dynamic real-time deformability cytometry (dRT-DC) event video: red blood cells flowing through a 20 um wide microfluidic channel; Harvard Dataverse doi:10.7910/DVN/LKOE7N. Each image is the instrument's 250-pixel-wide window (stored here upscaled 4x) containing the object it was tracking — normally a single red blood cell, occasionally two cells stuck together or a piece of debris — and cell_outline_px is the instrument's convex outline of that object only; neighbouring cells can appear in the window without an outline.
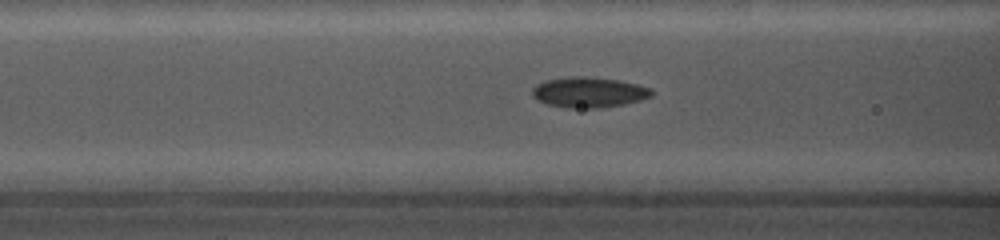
{"species": "common noctule bat (a hibernating species)", "species_latin": "Nyctalus noctula", "temperature_condition": "cold", "stored_images_in_passage": 46, "camera_frame_rate_fps": 5000, "um_per_image_px": 0.085, "animal": {"sex": "female", "body_mass_g": 19.0, "forearm_length_mm": 56.7}, "frame": {"image": 1, "passage_image": 13, "time_ms": 2.4, "image_size_px": [1000, 240], "cell_outline_px": [[652, 96], [640, 100], [624, 104], [600, 108], [568, 108], [548, 104], [536, 100], [532, 96], [532, 88], [536, 84], [544, 80], [568, 76], [584, 76], [620, 80], [652, 88]], "centroid_in_image_um": [50.02, 7.84], "position_along_channel_um": 116.6, "area_um2": 21.39}}
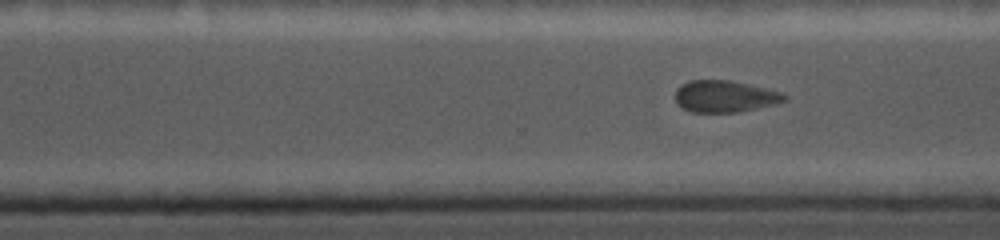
{"frame": {"image": 2, "passage_image": 34, "time_ms": 7.6, "image_size_px": [1000, 240], "cell_outline_px": [[788, 96], [784, 100], [776, 104], [740, 112], [692, 112], [676, 104], [676, 88], [680, 84], [688, 80], [732, 80], [784, 92]], "centroid_in_image_um": [61.62, 8.18], "position_along_channel_um": 309.0, "area_um2": 20.46}}
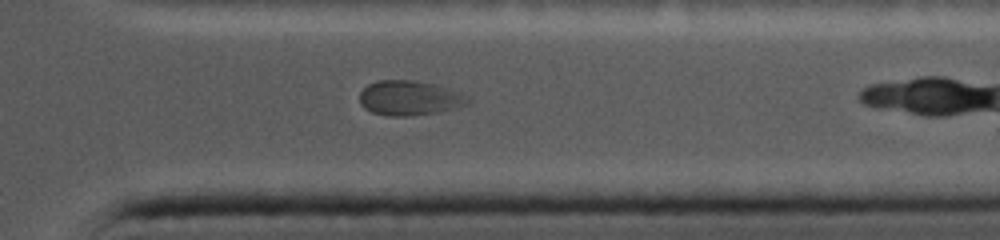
{"frame": {"image": 3, "passage_image": 39, "time_ms": 9.4, "image_size_px": [1000, 240], "cell_outline_px": [[472, 100], [468, 104], [456, 108], [440, 112], [408, 116], [388, 116], [372, 112], [364, 108], [360, 104], [360, 92], [368, 84], [376, 80], [412, 80], [436, 84], [448, 88], [468, 96]], "centroid_in_image_um": [34.82, 8.33], "position_along_channel_um": 376.6, "area_um2": 22.14}}